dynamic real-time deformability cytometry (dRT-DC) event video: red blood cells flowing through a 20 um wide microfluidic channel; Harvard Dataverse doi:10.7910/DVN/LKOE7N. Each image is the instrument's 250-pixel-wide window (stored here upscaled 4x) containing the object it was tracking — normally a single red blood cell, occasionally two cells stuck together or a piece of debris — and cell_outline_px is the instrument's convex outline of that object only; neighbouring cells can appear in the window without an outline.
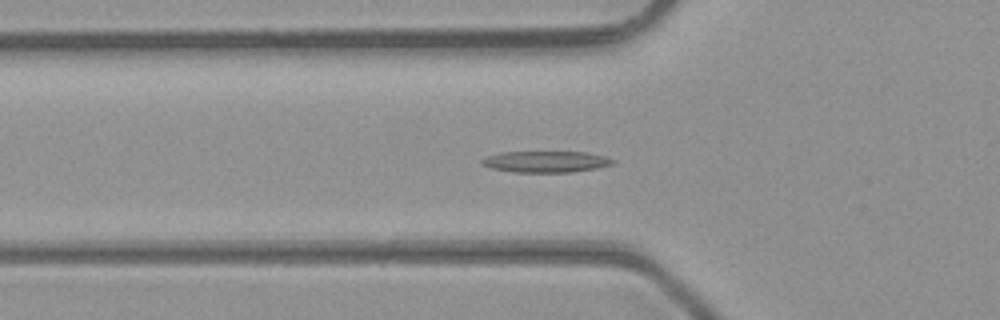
{"species": "common noctule bat (a hibernating species)", "species_latin": "Nyctalus noctula", "temperature_condition": "room temperature", "stored_images_in_passage": 48, "camera_frame_rate_fps": 3000, "um_per_image_px": 0.085, "animal": {"sex": "male", "body_mass_g": 23.1, "forearm_length_mm": 52.7}, "frame": {"image": 1, "passage_image": 16, "time_ms": 5.0, "image_size_px": [1000, 320], "cell_outline_px": [[616, 164], [596, 168], [572, 172], [512, 172], [492, 168], [480, 164], [480, 160], [484, 156], [500, 152], [588, 152], [604, 156], [616, 160]], "centroid_in_image_um": [46.39, 13.74], "position_along_channel_um": 79.4, "area_um2": 16.47}}
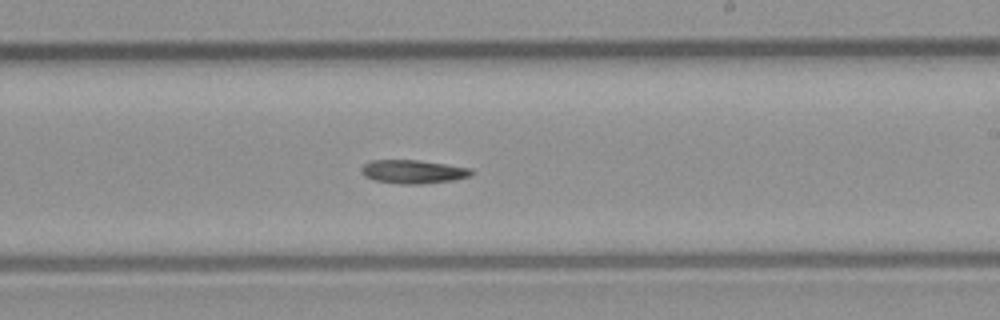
{"frame": {"image": 2, "passage_image": 28, "time_ms": 9.0, "image_size_px": [1000, 320], "cell_outline_px": [[476, 172], [468, 176], [452, 180], [420, 184], [400, 184], [376, 180], [364, 176], [360, 172], [360, 168], [364, 164], [372, 160], [420, 160], [472, 168]], "centroid_in_image_um": [35.11, 14.58], "position_along_channel_um": 253.9, "area_um2": 15.14}}
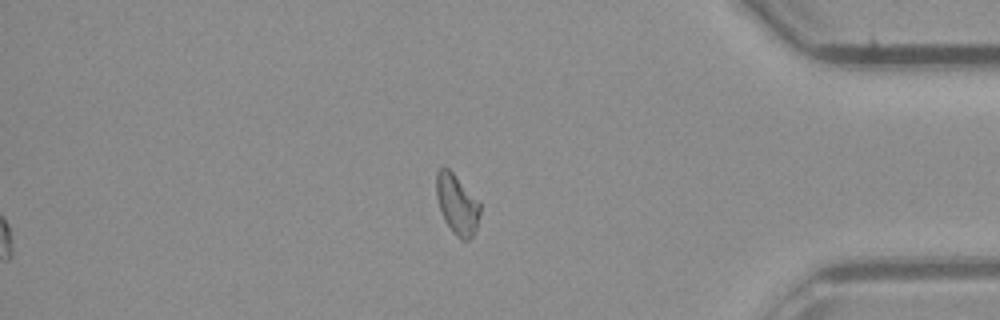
{"frame": {"image": 3, "passage_image": 40, "time_ms": 13.0, "image_size_px": [1000, 320], "cell_outline_px": [[480, 212], [476, 228], [472, 236], [468, 240], [460, 240], [452, 232], [444, 220], [436, 196], [436, 172], [440, 168], [448, 168], [480, 200]], "centroid_in_image_um": [38.86, 17.37], "position_along_channel_um": 396.3, "area_um2": 15.37}, "authors_computed_cell_mechanics": {"area_um2": 15.4326, "velocity_mm_per_s": 4.3392, "shape_relaxation_time_tau1_ms": 8.9334, "shape_relaxation_time_tau2_ms": null, "deformation_change_tau1": 0.1856, "deformation_change_tau2": null}}